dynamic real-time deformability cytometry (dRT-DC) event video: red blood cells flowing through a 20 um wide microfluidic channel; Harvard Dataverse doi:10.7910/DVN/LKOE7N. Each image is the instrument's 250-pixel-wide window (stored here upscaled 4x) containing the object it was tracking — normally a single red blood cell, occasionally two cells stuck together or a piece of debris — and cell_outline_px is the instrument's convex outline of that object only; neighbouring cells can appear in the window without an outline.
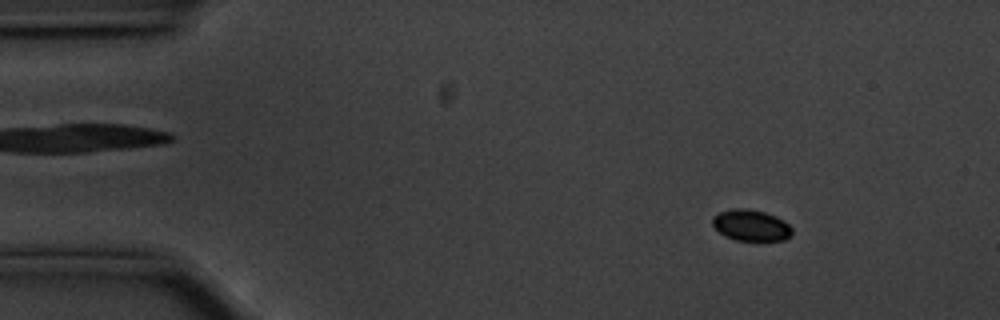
{"species": "common noctule bat (a hibernating species)", "species_latin": "Nyctalus noctula", "temperature_condition": "cold", "stored_images_in_passage": 57, "camera_frame_rate_fps": 3000, "um_per_image_px": 0.085, "animal": {"sex": "male", "body_mass_g": 20.1, "forearm_length_mm": 53.5}, "frame": {"image": 1, "passage_image": 7, "time_ms": 2.0, "image_size_px": [1000, 320], "cell_outline_px": [[792, 236], [784, 240], [736, 240], [724, 236], [712, 224], [712, 216], [720, 212], [736, 208], [744, 208], [764, 212], [776, 216], [784, 220], [792, 228]], "centroid_in_image_um": [63.85, 19.15], "position_along_channel_um": 21.2, "area_um2": 14.45}}
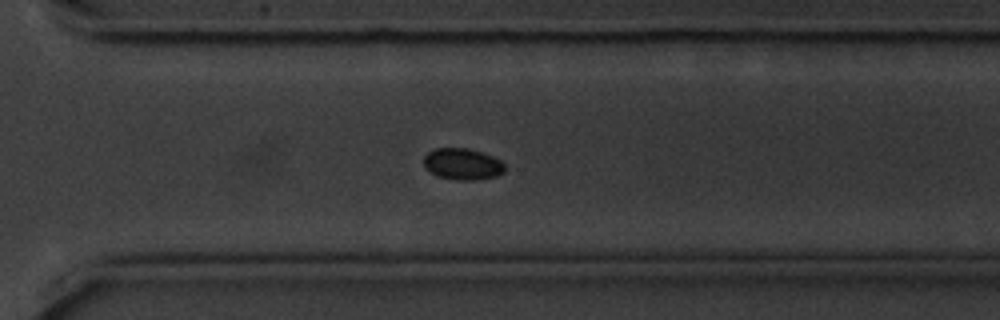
{"frame": {"image": 2, "passage_image": 40, "time_ms": 13.0, "image_size_px": [1000, 320], "cell_outline_px": [[504, 172], [496, 176], [472, 180], [456, 180], [436, 176], [428, 172], [424, 168], [424, 156], [428, 152], [436, 148], [468, 148], [492, 156], [500, 160], [504, 164]], "centroid_in_image_um": [39.27, 13.95], "position_along_channel_um": 331.3, "area_um2": 14.91}}
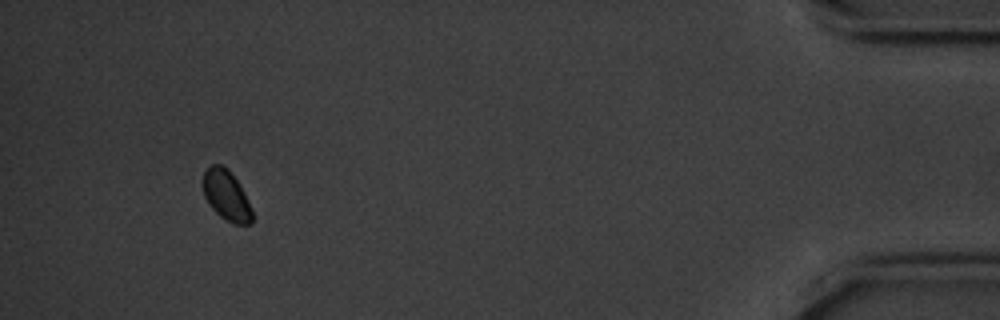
{"frame": {"image": 3, "passage_image": 53, "time_ms": 17.333, "image_size_px": [1000, 320], "cell_outline_px": [[252, 220], [248, 224], [232, 224], [220, 216], [212, 208], [204, 196], [200, 180], [204, 172], [212, 164], [220, 164], [228, 168], [244, 192], [252, 208]], "centroid_in_image_um": [19.21, 16.59], "position_along_channel_um": 416.0, "area_um2": 14.51}}